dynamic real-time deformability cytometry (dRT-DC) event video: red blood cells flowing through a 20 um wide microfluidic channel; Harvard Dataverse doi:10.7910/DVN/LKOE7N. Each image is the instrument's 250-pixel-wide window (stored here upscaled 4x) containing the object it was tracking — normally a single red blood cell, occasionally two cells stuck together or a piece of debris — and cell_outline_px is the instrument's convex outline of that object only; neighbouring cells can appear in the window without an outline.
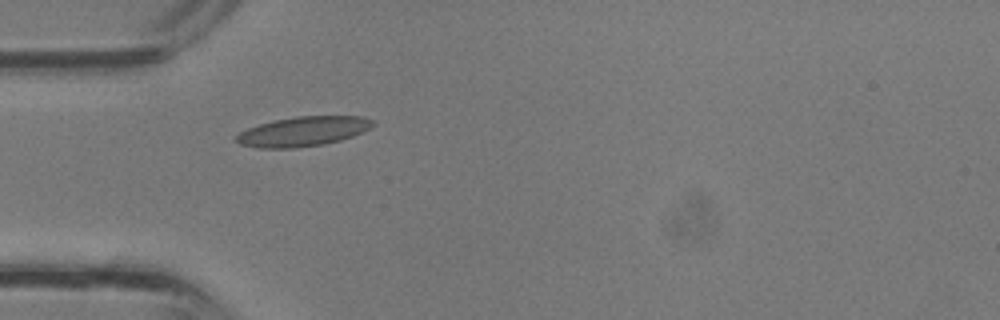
{"species": "common noctule bat (a hibernating species)", "species_latin": "Nyctalus noctula", "temperature_condition": "room temperature", "stored_images_in_passage": 17, "camera_frame_rate_fps": 3000, "um_per_image_px": 0.085, "animal": {"sex": "male", "body_mass_g": 13.3}, "frame": {"image": 1, "passage_image": 1, "time_ms": 0.0, "image_size_px": [1000, 320], "cell_outline_px": [[376, 124], [352, 136], [340, 140], [324, 144], [292, 148], [260, 148], [240, 144], [232, 140], [240, 132], [248, 128], [272, 120], [296, 116], [364, 116], [372, 120]], "centroid_in_image_um": [25.72, 11.16], "position_along_channel_um": 59.3, "area_um2": 23.52}}
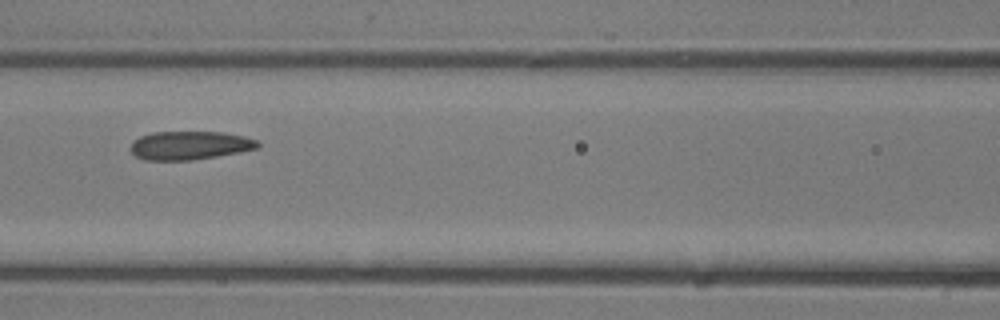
{"frame": {"image": 2, "passage_image": 6, "time_ms": 1.667, "image_size_px": [1000, 320], "cell_outline_px": [[260, 144], [256, 148], [240, 152], [192, 160], [144, 160], [136, 156], [128, 148], [132, 140], [140, 136], [152, 132], [224, 132], [244, 136], [256, 140]], "centroid_in_image_um": [16.07, 12.35], "position_along_channel_um": 150.5, "area_um2": 21.21}}
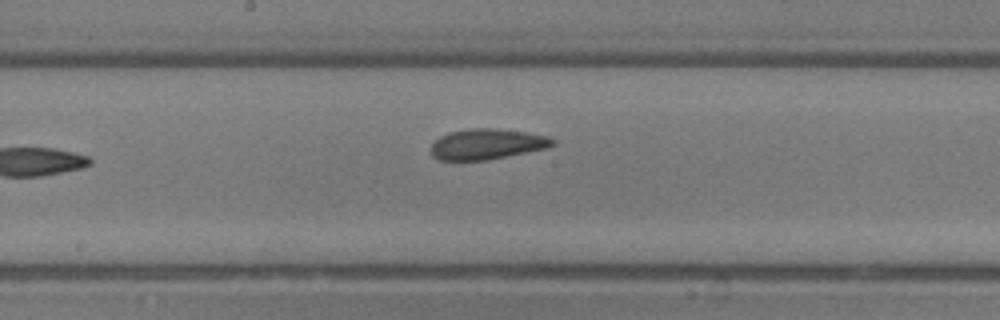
{"frame": {"image": 3, "passage_image": 9, "time_ms": 2.667, "image_size_px": [1000, 320], "cell_outline_px": [[556, 144], [548, 148], [484, 160], [440, 160], [432, 156], [432, 144], [440, 136], [448, 132], [472, 128], [492, 128], [524, 132], [548, 136], [556, 140]], "centroid_in_image_um": [41.41, 12.24], "position_along_channel_um": 206.8, "area_um2": 21.5}}